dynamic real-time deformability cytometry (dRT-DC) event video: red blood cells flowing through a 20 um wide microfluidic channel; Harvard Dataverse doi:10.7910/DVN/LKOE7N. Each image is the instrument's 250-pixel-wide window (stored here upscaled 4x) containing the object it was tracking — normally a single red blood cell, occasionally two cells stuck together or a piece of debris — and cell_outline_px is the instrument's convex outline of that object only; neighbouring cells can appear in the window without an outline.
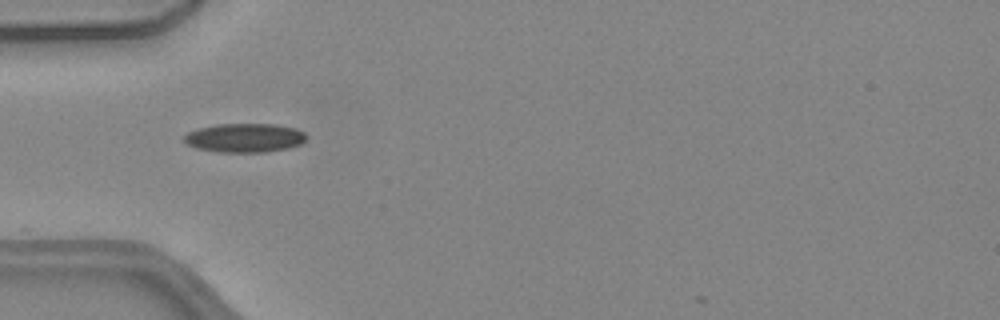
{"species": "common noctule bat (a hibernating species)", "species_latin": "Nyctalus noctula", "temperature_condition": "warm", "stored_images_in_passage": 7, "camera_frame_rate_fps": 3000, "um_per_image_px": 0.085, "animal": {"sex": "female", "body_mass_g": 24.6, "forearm_length_mm": 56.2}, "frame": {"image": 1, "passage_image": 1, "time_ms": 0.0, "image_size_px": [1000, 320], "cell_outline_px": [[308, 136], [300, 144], [288, 148], [268, 152], [216, 152], [196, 148], [188, 144], [184, 140], [184, 136], [188, 132], [200, 128], [216, 124], [276, 124], [296, 128], [304, 132]], "centroid_in_image_um": [20.82, 11.72], "position_along_channel_um": 64.2, "area_um2": 20.69}}